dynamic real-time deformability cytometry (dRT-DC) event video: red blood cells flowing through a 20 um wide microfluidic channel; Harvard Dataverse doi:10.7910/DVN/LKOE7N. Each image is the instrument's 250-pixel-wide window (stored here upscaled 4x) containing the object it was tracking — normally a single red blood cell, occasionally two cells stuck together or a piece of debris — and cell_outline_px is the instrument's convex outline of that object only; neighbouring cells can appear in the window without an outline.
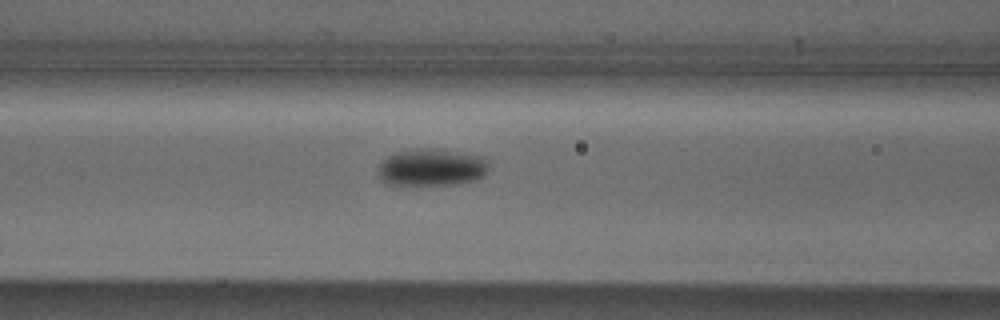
{"species": "Egyptian fruit bat (a non-hibernating species)", "species_latin": "Rousettus aegyptiacus", "temperature_condition": "cold", "stored_images_in_passage": 4, "camera_frame_rate_fps": 3000, "um_per_image_px": 0.085, "animal": {"sex": "male"}, "frame": {"image": 1, "passage_image": 4, "time_ms": 4.333, "image_size_px": [1000, 320], "cell_outline_px": [[488, 168], [484, 176], [472, 180], [444, 184], [400, 188], [388, 184], [380, 180], [376, 172], [376, 168], [388, 156], [396, 152], [416, 148], [432, 148], [460, 152], [484, 156], [488, 164]], "centroid_in_image_um": [36.58, 14.25], "position_along_channel_um": 130.0, "area_um2": 24.68}}